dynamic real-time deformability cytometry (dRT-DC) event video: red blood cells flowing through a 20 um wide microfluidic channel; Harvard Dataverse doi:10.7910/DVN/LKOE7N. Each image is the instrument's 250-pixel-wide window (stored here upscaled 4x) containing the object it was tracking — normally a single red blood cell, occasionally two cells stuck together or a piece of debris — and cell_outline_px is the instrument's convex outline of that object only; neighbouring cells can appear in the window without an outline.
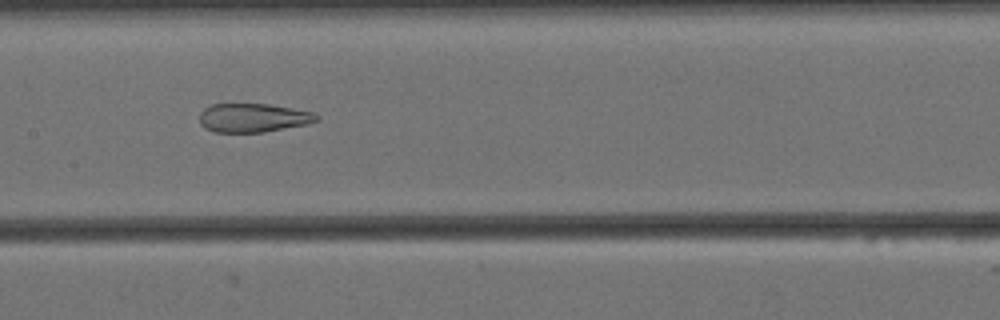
{"species": "Egyptian fruit bat (a non-hibernating species)", "species_latin": "Rousettus aegyptiacus", "temperature_condition": "cold", "stored_images_in_passage": 48, "camera_frame_rate_fps": 3000, "um_per_image_px": 0.085, "animal": {"sex": "female"}, "frame": {"image": 1, "passage_image": 18, "time_ms": 5.667, "image_size_px": [1000, 320], "cell_outline_px": [[320, 120], [308, 124], [264, 132], [216, 132], [204, 128], [200, 124], [200, 112], [204, 108], [212, 104], [268, 104], [292, 108], [312, 112], [320, 116]], "centroid_in_image_um": [21.53, 10.01], "position_along_channel_um": 185.9, "area_um2": 19.71}}
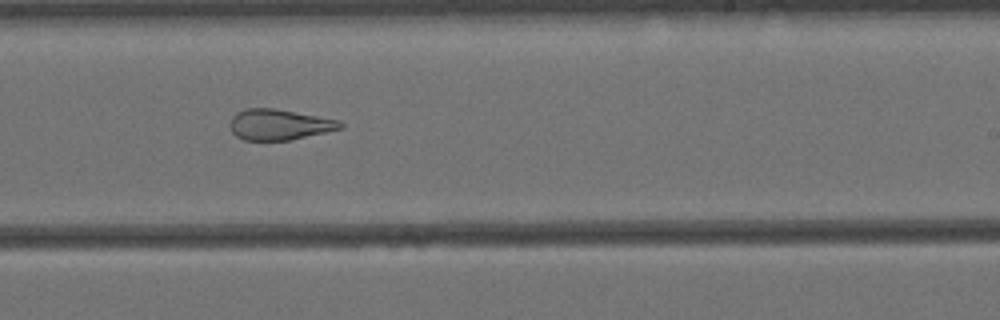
{"frame": {"image": 2, "passage_image": 25, "time_ms": 8.0, "image_size_px": [1000, 320], "cell_outline_px": [[344, 128], [328, 132], [292, 140], [244, 140], [236, 136], [232, 132], [228, 124], [232, 116], [236, 112], [244, 108], [272, 108], [340, 120], [344, 124]], "centroid_in_image_um": [23.73, 10.59], "position_along_channel_um": 265.3, "area_um2": 20.0}}
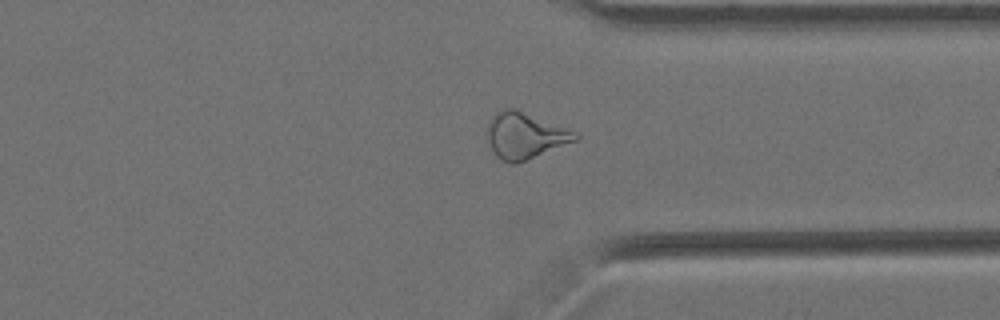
{"frame": {"image": 3, "passage_image": 34, "time_ms": 11.0, "image_size_px": [1000, 320], "cell_outline_px": [[580, 136], [576, 140], [516, 164], [508, 164], [500, 160], [496, 156], [488, 140], [488, 124], [492, 116], [496, 112], [504, 108], [512, 108], [576, 132]], "centroid_in_image_um": [44.58, 11.55], "position_along_channel_um": 366.8, "area_um2": 23.12}, "authors_computed_cell_mechanics": {"area_um2": 23.8714, "velocity_mm_per_s": 3.4305, "shape_relaxation_time_tau1_ms": null, "shape_relaxation_time_tau2_ms": 2.2705, "deformation_change_tau1": null, "deformation_change_tau2": 0.1187}}